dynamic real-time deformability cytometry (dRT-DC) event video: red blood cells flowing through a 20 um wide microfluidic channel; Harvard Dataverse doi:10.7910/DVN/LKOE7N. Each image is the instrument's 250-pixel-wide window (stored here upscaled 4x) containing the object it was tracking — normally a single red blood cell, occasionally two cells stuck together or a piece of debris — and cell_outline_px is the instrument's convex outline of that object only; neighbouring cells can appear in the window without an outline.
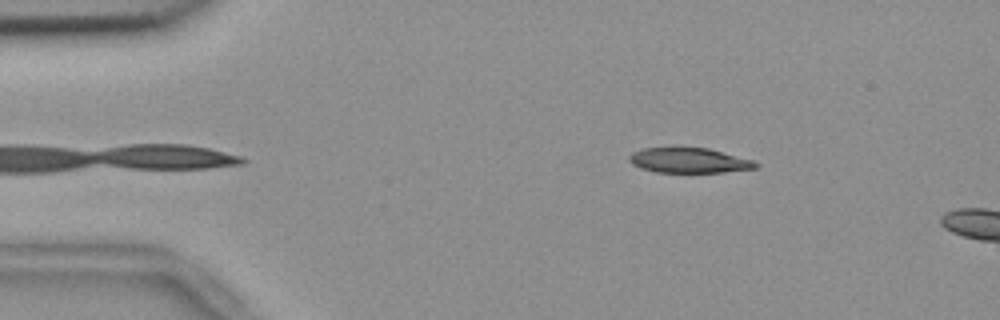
{"species": "common noctule bat (a hibernating species)", "species_latin": "Nyctalus noctula", "temperature_condition": "room temperature", "stored_images_in_passage": 5, "camera_frame_rate_fps": 3000, "um_per_image_px": 0.085, "animal": {"sex": "female", "body_mass_g": 18.4}, "frame": {"image": 1, "passage_image": 1, "time_ms": 0.0, "image_size_px": [1000, 320], "cell_outline_px": [[760, 164], [756, 168], [724, 172], [656, 172], [640, 168], [632, 164], [628, 160], [628, 156], [632, 152], [644, 148], [672, 144], [708, 148], [756, 160]], "centroid_in_image_um": [58.54, 13.58], "position_along_channel_um": 26.5, "area_um2": 19.48}}